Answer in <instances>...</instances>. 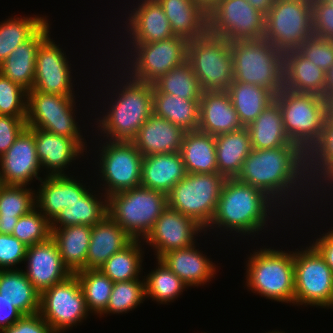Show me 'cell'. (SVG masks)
Wrapping results in <instances>:
<instances>
[{
	"label": "cell",
	"mask_w": 333,
	"mask_h": 333,
	"mask_svg": "<svg viewBox=\"0 0 333 333\" xmlns=\"http://www.w3.org/2000/svg\"><path fill=\"white\" fill-rule=\"evenodd\" d=\"M133 239L110 216L92 226L85 270L99 269L108 258L127 247Z\"/></svg>",
	"instance_id": "cell-29"
},
{
	"label": "cell",
	"mask_w": 333,
	"mask_h": 333,
	"mask_svg": "<svg viewBox=\"0 0 333 333\" xmlns=\"http://www.w3.org/2000/svg\"><path fill=\"white\" fill-rule=\"evenodd\" d=\"M160 260L188 287L201 286L216 274V265L195 245L165 253Z\"/></svg>",
	"instance_id": "cell-30"
},
{
	"label": "cell",
	"mask_w": 333,
	"mask_h": 333,
	"mask_svg": "<svg viewBox=\"0 0 333 333\" xmlns=\"http://www.w3.org/2000/svg\"><path fill=\"white\" fill-rule=\"evenodd\" d=\"M275 100L287 136L307 154L321 137L324 122L330 114V103L317 94L296 93L284 88Z\"/></svg>",
	"instance_id": "cell-5"
},
{
	"label": "cell",
	"mask_w": 333,
	"mask_h": 333,
	"mask_svg": "<svg viewBox=\"0 0 333 333\" xmlns=\"http://www.w3.org/2000/svg\"><path fill=\"white\" fill-rule=\"evenodd\" d=\"M268 333H269V332H268ZM270 333H285V332H281V331L279 332V331H276V330H275V331H272V332H270Z\"/></svg>",
	"instance_id": "cell-63"
},
{
	"label": "cell",
	"mask_w": 333,
	"mask_h": 333,
	"mask_svg": "<svg viewBox=\"0 0 333 333\" xmlns=\"http://www.w3.org/2000/svg\"><path fill=\"white\" fill-rule=\"evenodd\" d=\"M140 240H133L127 247L113 254L99 268L112 282L139 279L143 254ZM143 253V254H142Z\"/></svg>",
	"instance_id": "cell-41"
},
{
	"label": "cell",
	"mask_w": 333,
	"mask_h": 333,
	"mask_svg": "<svg viewBox=\"0 0 333 333\" xmlns=\"http://www.w3.org/2000/svg\"><path fill=\"white\" fill-rule=\"evenodd\" d=\"M202 231L205 228L194 219L167 207L143 242L153 246L156 258L160 259L165 253L195 245V236Z\"/></svg>",
	"instance_id": "cell-18"
},
{
	"label": "cell",
	"mask_w": 333,
	"mask_h": 333,
	"mask_svg": "<svg viewBox=\"0 0 333 333\" xmlns=\"http://www.w3.org/2000/svg\"><path fill=\"white\" fill-rule=\"evenodd\" d=\"M328 4H330L331 6H333V0H325Z\"/></svg>",
	"instance_id": "cell-62"
},
{
	"label": "cell",
	"mask_w": 333,
	"mask_h": 333,
	"mask_svg": "<svg viewBox=\"0 0 333 333\" xmlns=\"http://www.w3.org/2000/svg\"><path fill=\"white\" fill-rule=\"evenodd\" d=\"M162 6L174 36L187 41L208 33V17L192 0H157Z\"/></svg>",
	"instance_id": "cell-31"
},
{
	"label": "cell",
	"mask_w": 333,
	"mask_h": 333,
	"mask_svg": "<svg viewBox=\"0 0 333 333\" xmlns=\"http://www.w3.org/2000/svg\"><path fill=\"white\" fill-rule=\"evenodd\" d=\"M18 219L0 216V234H12Z\"/></svg>",
	"instance_id": "cell-58"
},
{
	"label": "cell",
	"mask_w": 333,
	"mask_h": 333,
	"mask_svg": "<svg viewBox=\"0 0 333 333\" xmlns=\"http://www.w3.org/2000/svg\"><path fill=\"white\" fill-rule=\"evenodd\" d=\"M129 14L126 27L130 43H152L174 36L162 6L157 0H140Z\"/></svg>",
	"instance_id": "cell-22"
},
{
	"label": "cell",
	"mask_w": 333,
	"mask_h": 333,
	"mask_svg": "<svg viewBox=\"0 0 333 333\" xmlns=\"http://www.w3.org/2000/svg\"><path fill=\"white\" fill-rule=\"evenodd\" d=\"M26 187L4 184L0 187V216L19 218L36 207L35 191Z\"/></svg>",
	"instance_id": "cell-48"
},
{
	"label": "cell",
	"mask_w": 333,
	"mask_h": 333,
	"mask_svg": "<svg viewBox=\"0 0 333 333\" xmlns=\"http://www.w3.org/2000/svg\"><path fill=\"white\" fill-rule=\"evenodd\" d=\"M28 91L0 73V115L26 117Z\"/></svg>",
	"instance_id": "cell-49"
},
{
	"label": "cell",
	"mask_w": 333,
	"mask_h": 333,
	"mask_svg": "<svg viewBox=\"0 0 333 333\" xmlns=\"http://www.w3.org/2000/svg\"><path fill=\"white\" fill-rule=\"evenodd\" d=\"M23 314L13 305V303L6 300H0V330L13 325L17 322Z\"/></svg>",
	"instance_id": "cell-56"
},
{
	"label": "cell",
	"mask_w": 333,
	"mask_h": 333,
	"mask_svg": "<svg viewBox=\"0 0 333 333\" xmlns=\"http://www.w3.org/2000/svg\"><path fill=\"white\" fill-rule=\"evenodd\" d=\"M3 184H2V181H1V177H0V187L2 186Z\"/></svg>",
	"instance_id": "cell-65"
},
{
	"label": "cell",
	"mask_w": 333,
	"mask_h": 333,
	"mask_svg": "<svg viewBox=\"0 0 333 333\" xmlns=\"http://www.w3.org/2000/svg\"><path fill=\"white\" fill-rule=\"evenodd\" d=\"M180 153L187 173H218L213 135L199 130L185 132Z\"/></svg>",
	"instance_id": "cell-35"
},
{
	"label": "cell",
	"mask_w": 333,
	"mask_h": 333,
	"mask_svg": "<svg viewBox=\"0 0 333 333\" xmlns=\"http://www.w3.org/2000/svg\"><path fill=\"white\" fill-rule=\"evenodd\" d=\"M329 308H333V297H332V302H331V305L329 306Z\"/></svg>",
	"instance_id": "cell-64"
},
{
	"label": "cell",
	"mask_w": 333,
	"mask_h": 333,
	"mask_svg": "<svg viewBox=\"0 0 333 333\" xmlns=\"http://www.w3.org/2000/svg\"><path fill=\"white\" fill-rule=\"evenodd\" d=\"M50 35L39 45L36 54L35 78L30 91L74 96L69 61Z\"/></svg>",
	"instance_id": "cell-17"
},
{
	"label": "cell",
	"mask_w": 333,
	"mask_h": 333,
	"mask_svg": "<svg viewBox=\"0 0 333 333\" xmlns=\"http://www.w3.org/2000/svg\"><path fill=\"white\" fill-rule=\"evenodd\" d=\"M38 211L35 207L19 217L12 233L27 247L45 242L51 237V222Z\"/></svg>",
	"instance_id": "cell-47"
},
{
	"label": "cell",
	"mask_w": 333,
	"mask_h": 333,
	"mask_svg": "<svg viewBox=\"0 0 333 333\" xmlns=\"http://www.w3.org/2000/svg\"><path fill=\"white\" fill-rule=\"evenodd\" d=\"M187 175L180 152L144 156L140 186L166 195Z\"/></svg>",
	"instance_id": "cell-28"
},
{
	"label": "cell",
	"mask_w": 333,
	"mask_h": 333,
	"mask_svg": "<svg viewBox=\"0 0 333 333\" xmlns=\"http://www.w3.org/2000/svg\"><path fill=\"white\" fill-rule=\"evenodd\" d=\"M266 15L247 0H221L208 16V33L227 41L264 38Z\"/></svg>",
	"instance_id": "cell-16"
},
{
	"label": "cell",
	"mask_w": 333,
	"mask_h": 333,
	"mask_svg": "<svg viewBox=\"0 0 333 333\" xmlns=\"http://www.w3.org/2000/svg\"><path fill=\"white\" fill-rule=\"evenodd\" d=\"M145 298V280L114 282L108 305L102 314L127 313L143 303Z\"/></svg>",
	"instance_id": "cell-46"
},
{
	"label": "cell",
	"mask_w": 333,
	"mask_h": 333,
	"mask_svg": "<svg viewBox=\"0 0 333 333\" xmlns=\"http://www.w3.org/2000/svg\"><path fill=\"white\" fill-rule=\"evenodd\" d=\"M74 98L28 91L26 126L71 139H84L75 120Z\"/></svg>",
	"instance_id": "cell-13"
},
{
	"label": "cell",
	"mask_w": 333,
	"mask_h": 333,
	"mask_svg": "<svg viewBox=\"0 0 333 333\" xmlns=\"http://www.w3.org/2000/svg\"><path fill=\"white\" fill-rule=\"evenodd\" d=\"M284 89L296 93H313L326 98L327 72L298 50L283 54Z\"/></svg>",
	"instance_id": "cell-25"
},
{
	"label": "cell",
	"mask_w": 333,
	"mask_h": 333,
	"mask_svg": "<svg viewBox=\"0 0 333 333\" xmlns=\"http://www.w3.org/2000/svg\"><path fill=\"white\" fill-rule=\"evenodd\" d=\"M313 35L333 40V6L325 0H312Z\"/></svg>",
	"instance_id": "cell-52"
},
{
	"label": "cell",
	"mask_w": 333,
	"mask_h": 333,
	"mask_svg": "<svg viewBox=\"0 0 333 333\" xmlns=\"http://www.w3.org/2000/svg\"><path fill=\"white\" fill-rule=\"evenodd\" d=\"M253 149H275L286 145H297L287 136L280 107L276 100L248 126Z\"/></svg>",
	"instance_id": "cell-36"
},
{
	"label": "cell",
	"mask_w": 333,
	"mask_h": 333,
	"mask_svg": "<svg viewBox=\"0 0 333 333\" xmlns=\"http://www.w3.org/2000/svg\"><path fill=\"white\" fill-rule=\"evenodd\" d=\"M99 170L105 190L103 197L140 186L143 155L132 141L103 143Z\"/></svg>",
	"instance_id": "cell-15"
},
{
	"label": "cell",
	"mask_w": 333,
	"mask_h": 333,
	"mask_svg": "<svg viewBox=\"0 0 333 333\" xmlns=\"http://www.w3.org/2000/svg\"><path fill=\"white\" fill-rule=\"evenodd\" d=\"M225 180L219 173H187L167 194L168 207L191 217L207 232Z\"/></svg>",
	"instance_id": "cell-8"
},
{
	"label": "cell",
	"mask_w": 333,
	"mask_h": 333,
	"mask_svg": "<svg viewBox=\"0 0 333 333\" xmlns=\"http://www.w3.org/2000/svg\"><path fill=\"white\" fill-rule=\"evenodd\" d=\"M0 300L13 303L23 315L39 312L40 292L20 269L0 270Z\"/></svg>",
	"instance_id": "cell-38"
},
{
	"label": "cell",
	"mask_w": 333,
	"mask_h": 333,
	"mask_svg": "<svg viewBox=\"0 0 333 333\" xmlns=\"http://www.w3.org/2000/svg\"><path fill=\"white\" fill-rule=\"evenodd\" d=\"M333 228V227H332ZM322 234L311 244L324 258L327 265L333 271V229Z\"/></svg>",
	"instance_id": "cell-55"
},
{
	"label": "cell",
	"mask_w": 333,
	"mask_h": 333,
	"mask_svg": "<svg viewBox=\"0 0 333 333\" xmlns=\"http://www.w3.org/2000/svg\"><path fill=\"white\" fill-rule=\"evenodd\" d=\"M26 127V117L0 115V157Z\"/></svg>",
	"instance_id": "cell-53"
},
{
	"label": "cell",
	"mask_w": 333,
	"mask_h": 333,
	"mask_svg": "<svg viewBox=\"0 0 333 333\" xmlns=\"http://www.w3.org/2000/svg\"><path fill=\"white\" fill-rule=\"evenodd\" d=\"M49 25L47 21L29 40L20 44L0 64V73L27 91L33 88L37 49L49 36Z\"/></svg>",
	"instance_id": "cell-27"
},
{
	"label": "cell",
	"mask_w": 333,
	"mask_h": 333,
	"mask_svg": "<svg viewBox=\"0 0 333 333\" xmlns=\"http://www.w3.org/2000/svg\"><path fill=\"white\" fill-rule=\"evenodd\" d=\"M242 127L227 90L202 92L197 130L216 137Z\"/></svg>",
	"instance_id": "cell-23"
},
{
	"label": "cell",
	"mask_w": 333,
	"mask_h": 333,
	"mask_svg": "<svg viewBox=\"0 0 333 333\" xmlns=\"http://www.w3.org/2000/svg\"><path fill=\"white\" fill-rule=\"evenodd\" d=\"M185 131L152 114L132 140L143 156L180 152Z\"/></svg>",
	"instance_id": "cell-26"
},
{
	"label": "cell",
	"mask_w": 333,
	"mask_h": 333,
	"mask_svg": "<svg viewBox=\"0 0 333 333\" xmlns=\"http://www.w3.org/2000/svg\"><path fill=\"white\" fill-rule=\"evenodd\" d=\"M200 100L180 95L159 93L153 87V114L177 125L183 131H196L199 126Z\"/></svg>",
	"instance_id": "cell-37"
},
{
	"label": "cell",
	"mask_w": 333,
	"mask_h": 333,
	"mask_svg": "<svg viewBox=\"0 0 333 333\" xmlns=\"http://www.w3.org/2000/svg\"><path fill=\"white\" fill-rule=\"evenodd\" d=\"M276 204L261 190L237 178H226L214 217L207 228L219 227L243 235L258 233L267 225L270 211L277 210Z\"/></svg>",
	"instance_id": "cell-2"
},
{
	"label": "cell",
	"mask_w": 333,
	"mask_h": 333,
	"mask_svg": "<svg viewBox=\"0 0 333 333\" xmlns=\"http://www.w3.org/2000/svg\"><path fill=\"white\" fill-rule=\"evenodd\" d=\"M187 61L202 91L227 90L233 81L230 42L207 33L188 41Z\"/></svg>",
	"instance_id": "cell-9"
},
{
	"label": "cell",
	"mask_w": 333,
	"mask_h": 333,
	"mask_svg": "<svg viewBox=\"0 0 333 333\" xmlns=\"http://www.w3.org/2000/svg\"><path fill=\"white\" fill-rule=\"evenodd\" d=\"M312 35V0H275L266 14V41L284 54L297 50Z\"/></svg>",
	"instance_id": "cell-10"
},
{
	"label": "cell",
	"mask_w": 333,
	"mask_h": 333,
	"mask_svg": "<svg viewBox=\"0 0 333 333\" xmlns=\"http://www.w3.org/2000/svg\"><path fill=\"white\" fill-rule=\"evenodd\" d=\"M91 231L92 226L87 225L51 228V237L58 246L63 264L71 274L85 270Z\"/></svg>",
	"instance_id": "cell-33"
},
{
	"label": "cell",
	"mask_w": 333,
	"mask_h": 333,
	"mask_svg": "<svg viewBox=\"0 0 333 333\" xmlns=\"http://www.w3.org/2000/svg\"><path fill=\"white\" fill-rule=\"evenodd\" d=\"M187 44L186 39L178 36L152 43H129L132 57L124 76L153 84L187 60Z\"/></svg>",
	"instance_id": "cell-12"
},
{
	"label": "cell",
	"mask_w": 333,
	"mask_h": 333,
	"mask_svg": "<svg viewBox=\"0 0 333 333\" xmlns=\"http://www.w3.org/2000/svg\"><path fill=\"white\" fill-rule=\"evenodd\" d=\"M40 188L35 194L36 208L52 222L64 208L82 198L89 189L80 180L68 175L42 178Z\"/></svg>",
	"instance_id": "cell-24"
},
{
	"label": "cell",
	"mask_w": 333,
	"mask_h": 333,
	"mask_svg": "<svg viewBox=\"0 0 333 333\" xmlns=\"http://www.w3.org/2000/svg\"><path fill=\"white\" fill-rule=\"evenodd\" d=\"M329 115L333 118V101L330 102V114Z\"/></svg>",
	"instance_id": "cell-61"
},
{
	"label": "cell",
	"mask_w": 333,
	"mask_h": 333,
	"mask_svg": "<svg viewBox=\"0 0 333 333\" xmlns=\"http://www.w3.org/2000/svg\"><path fill=\"white\" fill-rule=\"evenodd\" d=\"M25 262L28 265L23 272L40 293L71 275L63 264L58 246L52 237L27 247Z\"/></svg>",
	"instance_id": "cell-20"
},
{
	"label": "cell",
	"mask_w": 333,
	"mask_h": 333,
	"mask_svg": "<svg viewBox=\"0 0 333 333\" xmlns=\"http://www.w3.org/2000/svg\"><path fill=\"white\" fill-rule=\"evenodd\" d=\"M27 246L12 234H0V270L16 269L25 261Z\"/></svg>",
	"instance_id": "cell-51"
},
{
	"label": "cell",
	"mask_w": 333,
	"mask_h": 333,
	"mask_svg": "<svg viewBox=\"0 0 333 333\" xmlns=\"http://www.w3.org/2000/svg\"><path fill=\"white\" fill-rule=\"evenodd\" d=\"M307 172L313 191L321 187L324 192L326 186L330 191L331 187L333 189V118L330 115L324 122L319 141L307 153Z\"/></svg>",
	"instance_id": "cell-34"
},
{
	"label": "cell",
	"mask_w": 333,
	"mask_h": 333,
	"mask_svg": "<svg viewBox=\"0 0 333 333\" xmlns=\"http://www.w3.org/2000/svg\"><path fill=\"white\" fill-rule=\"evenodd\" d=\"M218 173L225 178H237L245 158L253 150L247 127L215 137Z\"/></svg>",
	"instance_id": "cell-32"
},
{
	"label": "cell",
	"mask_w": 333,
	"mask_h": 333,
	"mask_svg": "<svg viewBox=\"0 0 333 333\" xmlns=\"http://www.w3.org/2000/svg\"><path fill=\"white\" fill-rule=\"evenodd\" d=\"M159 93L180 95L184 99L200 100L202 90L191 64L186 60L153 83Z\"/></svg>",
	"instance_id": "cell-43"
},
{
	"label": "cell",
	"mask_w": 333,
	"mask_h": 333,
	"mask_svg": "<svg viewBox=\"0 0 333 333\" xmlns=\"http://www.w3.org/2000/svg\"><path fill=\"white\" fill-rule=\"evenodd\" d=\"M297 50L325 72L333 66V40L312 35Z\"/></svg>",
	"instance_id": "cell-50"
},
{
	"label": "cell",
	"mask_w": 333,
	"mask_h": 333,
	"mask_svg": "<svg viewBox=\"0 0 333 333\" xmlns=\"http://www.w3.org/2000/svg\"><path fill=\"white\" fill-rule=\"evenodd\" d=\"M38 313L55 333H62L86 319L89 311L76 274L40 293Z\"/></svg>",
	"instance_id": "cell-14"
},
{
	"label": "cell",
	"mask_w": 333,
	"mask_h": 333,
	"mask_svg": "<svg viewBox=\"0 0 333 333\" xmlns=\"http://www.w3.org/2000/svg\"><path fill=\"white\" fill-rule=\"evenodd\" d=\"M122 78L127 79L120 83L122 89L120 87L118 93H114L117 99L112 97V106H108L103 117L97 118L98 130L110 141H132L153 114V84L135 80L129 75Z\"/></svg>",
	"instance_id": "cell-3"
},
{
	"label": "cell",
	"mask_w": 333,
	"mask_h": 333,
	"mask_svg": "<svg viewBox=\"0 0 333 333\" xmlns=\"http://www.w3.org/2000/svg\"><path fill=\"white\" fill-rule=\"evenodd\" d=\"M107 201L108 216L133 240H144L168 207L165 193L142 186L114 193L107 197Z\"/></svg>",
	"instance_id": "cell-7"
},
{
	"label": "cell",
	"mask_w": 333,
	"mask_h": 333,
	"mask_svg": "<svg viewBox=\"0 0 333 333\" xmlns=\"http://www.w3.org/2000/svg\"><path fill=\"white\" fill-rule=\"evenodd\" d=\"M192 1L208 17L217 8L221 0H192Z\"/></svg>",
	"instance_id": "cell-57"
},
{
	"label": "cell",
	"mask_w": 333,
	"mask_h": 333,
	"mask_svg": "<svg viewBox=\"0 0 333 333\" xmlns=\"http://www.w3.org/2000/svg\"><path fill=\"white\" fill-rule=\"evenodd\" d=\"M0 333H55L39 313L23 315L17 322Z\"/></svg>",
	"instance_id": "cell-54"
},
{
	"label": "cell",
	"mask_w": 333,
	"mask_h": 333,
	"mask_svg": "<svg viewBox=\"0 0 333 333\" xmlns=\"http://www.w3.org/2000/svg\"><path fill=\"white\" fill-rule=\"evenodd\" d=\"M98 195L87 192L82 198L74 201L61 210L51 222V228L68 227L74 225L94 226L100 222L108 212L107 197L98 199ZM59 225V226H58Z\"/></svg>",
	"instance_id": "cell-40"
},
{
	"label": "cell",
	"mask_w": 333,
	"mask_h": 333,
	"mask_svg": "<svg viewBox=\"0 0 333 333\" xmlns=\"http://www.w3.org/2000/svg\"><path fill=\"white\" fill-rule=\"evenodd\" d=\"M157 261L156 270H152L146 276V279L144 278L146 280L145 298L150 297L161 304H165L174 301L187 285L159 258Z\"/></svg>",
	"instance_id": "cell-45"
},
{
	"label": "cell",
	"mask_w": 333,
	"mask_h": 333,
	"mask_svg": "<svg viewBox=\"0 0 333 333\" xmlns=\"http://www.w3.org/2000/svg\"><path fill=\"white\" fill-rule=\"evenodd\" d=\"M294 304L329 307L333 297V271L312 246L294 252Z\"/></svg>",
	"instance_id": "cell-11"
},
{
	"label": "cell",
	"mask_w": 333,
	"mask_h": 333,
	"mask_svg": "<svg viewBox=\"0 0 333 333\" xmlns=\"http://www.w3.org/2000/svg\"><path fill=\"white\" fill-rule=\"evenodd\" d=\"M75 274L80 281L88 311L102 316L108 305L114 282L100 269L81 270Z\"/></svg>",
	"instance_id": "cell-44"
},
{
	"label": "cell",
	"mask_w": 333,
	"mask_h": 333,
	"mask_svg": "<svg viewBox=\"0 0 333 333\" xmlns=\"http://www.w3.org/2000/svg\"><path fill=\"white\" fill-rule=\"evenodd\" d=\"M227 91L243 127L253 122L275 100V95L266 88L236 80Z\"/></svg>",
	"instance_id": "cell-39"
},
{
	"label": "cell",
	"mask_w": 333,
	"mask_h": 333,
	"mask_svg": "<svg viewBox=\"0 0 333 333\" xmlns=\"http://www.w3.org/2000/svg\"><path fill=\"white\" fill-rule=\"evenodd\" d=\"M237 179L264 192L278 203V207H286V201L297 200L299 193V196L303 194L305 197L303 191L313 193L312 189L307 191L309 186L312 187L307 172V154L298 145L253 149L245 158ZM290 194H293L292 197Z\"/></svg>",
	"instance_id": "cell-1"
},
{
	"label": "cell",
	"mask_w": 333,
	"mask_h": 333,
	"mask_svg": "<svg viewBox=\"0 0 333 333\" xmlns=\"http://www.w3.org/2000/svg\"><path fill=\"white\" fill-rule=\"evenodd\" d=\"M44 17H17L0 22V64L20 44L29 40L46 22Z\"/></svg>",
	"instance_id": "cell-42"
},
{
	"label": "cell",
	"mask_w": 333,
	"mask_h": 333,
	"mask_svg": "<svg viewBox=\"0 0 333 333\" xmlns=\"http://www.w3.org/2000/svg\"><path fill=\"white\" fill-rule=\"evenodd\" d=\"M233 80L261 86L275 96L284 88L283 53L264 38L230 41Z\"/></svg>",
	"instance_id": "cell-4"
},
{
	"label": "cell",
	"mask_w": 333,
	"mask_h": 333,
	"mask_svg": "<svg viewBox=\"0 0 333 333\" xmlns=\"http://www.w3.org/2000/svg\"><path fill=\"white\" fill-rule=\"evenodd\" d=\"M326 99L329 103L333 101V66L327 72Z\"/></svg>",
	"instance_id": "cell-60"
},
{
	"label": "cell",
	"mask_w": 333,
	"mask_h": 333,
	"mask_svg": "<svg viewBox=\"0 0 333 333\" xmlns=\"http://www.w3.org/2000/svg\"><path fill=\"white\" fill-rule=\"evenodd\" d=\"M248 3L257 9L258 11H261L265 15L270 11V9L273 7L275 0H247Z\"/></svg>",
	"instance_id": "cell-59"
},
{
	"label": "cell",
	"mask_w": 333,
	"mask_h": 333,
	"mask_svg": "<svg viewBox=\"0 0 333 333\" xmlns=\"http://www.w3.org/2000/svg\"><path fill=\"white\" fill-rule=\"evenodd\" d=\"M255 251L246 262L248 289L272 301L294 304V252L271 248Z\"/></svg>",
	"instance_id": "cell-6"
},
{
	"label": "cell",
	"mask_w": 333,
	"mask_h": 333,
	"mask_svg": "<svg viewBox=\"0 0 333 333\" xmlns=\"http://www.w3.org/2000/svg\"><path fill=\"white\" fill-rule=\"evenodd\" d=\"M29 129L34 133L36 153L41 168L47 169L46 176L67 175L64 169L87 148L84 139H71L37 128Z\"/></svg>",
	"instance_id": "cell-21"
},
{
	"label": "cell",
	"mask_w": 333,
	"mask_h": 333,
	"mask_svg": "<svg viewBox=\"0 0 333 333\" xmlns=\"http://www.w3.org/2000/svg\"><path fill=\"white\" fill-rule=\"evenodd\" d=\"M41 164L36 153L34 133L26 127L0 157V177L4 185L27 186L38 176ZM30 182V183H29Z\"/></svg>",
	"instance_id": "cell-19"
}]
</instances>
